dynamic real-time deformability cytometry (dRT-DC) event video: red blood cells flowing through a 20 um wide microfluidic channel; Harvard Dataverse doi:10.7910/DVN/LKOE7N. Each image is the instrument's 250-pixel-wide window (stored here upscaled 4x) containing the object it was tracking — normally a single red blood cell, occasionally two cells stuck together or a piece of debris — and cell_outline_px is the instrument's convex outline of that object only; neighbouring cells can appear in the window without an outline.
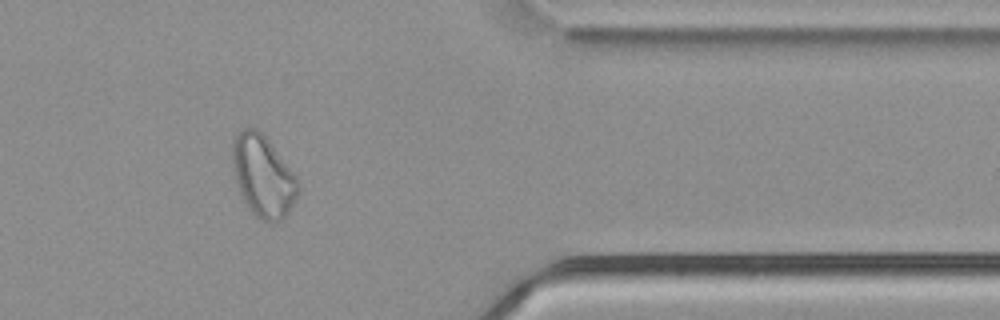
{"species": "common noctule bat (a hibernating species)", "species_latin": "Nyctalus noctula", "temperature_condition": "cold", "stored_images_in_passage": 53, "camera_frame_rate_fps": 3000, "um_per_image_px": 0.085, "animal": {"sex": "male", "body_mass_g": 21.5, "forearm_length_mm": 52.0}, "frame": {"image": 1, "passage_image": 46, "time_ms": 15.0, "image_size_px": [1000, 320], "cell_outline_px": [[300, 192], [296, 200], [288, 212], [280, 220], [272, 224], [268, 224], [260, 220], [248, 208], [240, 196], [236, 184], [232, 164], [232, 140], [244, 128], [256, 128], [268, 140], [300, 180]], "centroid_in_image_um": [22.37, 15.02], "position_along_channel_um": 389.0, "area_um2": 31.62}}